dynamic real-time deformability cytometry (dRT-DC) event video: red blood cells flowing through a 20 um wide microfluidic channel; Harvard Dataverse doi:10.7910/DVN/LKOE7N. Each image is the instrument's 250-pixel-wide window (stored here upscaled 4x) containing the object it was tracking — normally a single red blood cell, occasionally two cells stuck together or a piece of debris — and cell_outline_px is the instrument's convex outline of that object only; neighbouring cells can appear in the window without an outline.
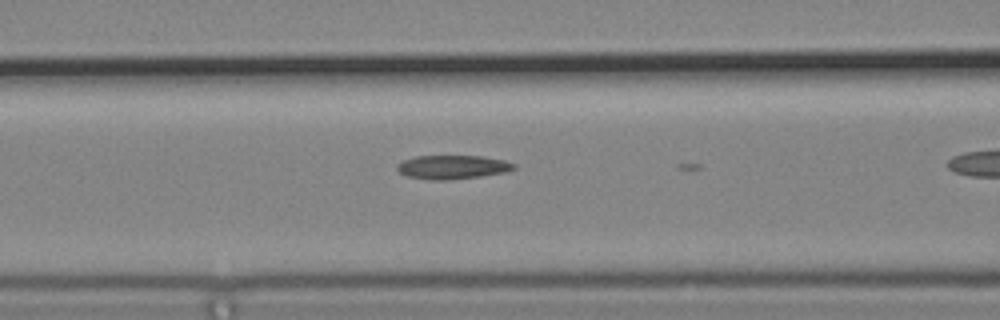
{"species": "common noctule bat (a hibernating species)", "species_latin": "Nyctalus noctula", "temperature_condition": "cold", "stored_images_in_passage": 4, "camera_frame_rate_fps": 3000, "um_per_image_px": 0.085, "animal": {"sex": "male", "body_mass_g": 19.2, "forearm_length_mm": 51.8}, "frame": {"image": 1, "passage_image": 3, "time_ms": 0.667, "image_size_px": [1000, 320], "cell_outline_px": [[516, 168], [504, 172], [480, 176], [448, 180], [432, 180], [404, 176], [396, 168], [396, 164], [404, 160], [416, 156], [484, 156], [504, 160], [516, 164]], "centroid_in_image_um": [38.44, 14.2], "position_along_channel_um": 128.2, "area_um2": 16.24}}